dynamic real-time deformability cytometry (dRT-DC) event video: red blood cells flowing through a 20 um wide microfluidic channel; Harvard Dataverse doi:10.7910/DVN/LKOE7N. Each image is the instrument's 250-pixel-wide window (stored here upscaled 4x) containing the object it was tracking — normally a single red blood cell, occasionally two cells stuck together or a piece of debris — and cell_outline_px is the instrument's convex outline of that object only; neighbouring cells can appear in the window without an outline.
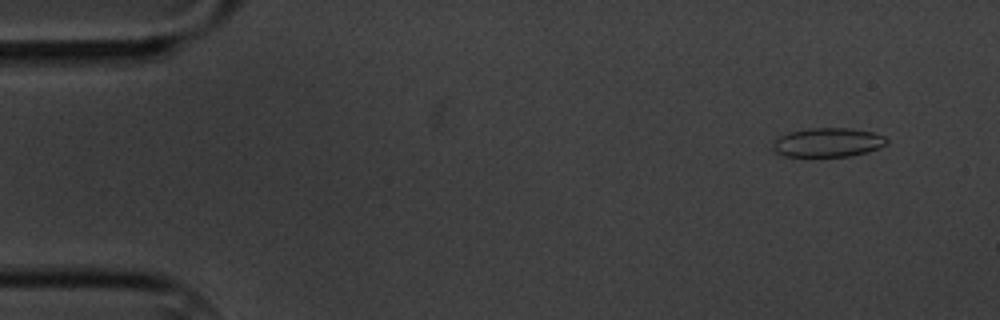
{"species": "common noctule bat (a hibernating species)", "species_latin": "Nyctalus noctula", "temperature_condition": "cold", "stored_images_in_passage": 9, "camera_frame_rate_fps": 3000, "um_per_image_px": 0.085, "animal": {"sex": "male", "body_mass_g": 20.1, "forearm_length_mm": 53.5}, "frame": {"image": 1, "passage_image": 1, "time_ms": 0.0, "image_size_px": [1000, 320], "cell_outline_px": [[888, 144], [864, 152], [848, 156], [784, 156], [776, 152], [772, 148], [772, 144], [780, 136], [788, 132], [808, 128], [848, 128], [872, 132], [884, 136], [888, 140]], "centroid_in_image_um": [70.34, 12.1], "position_along_channel_um": 14.7, "area_um2": 19.07}}
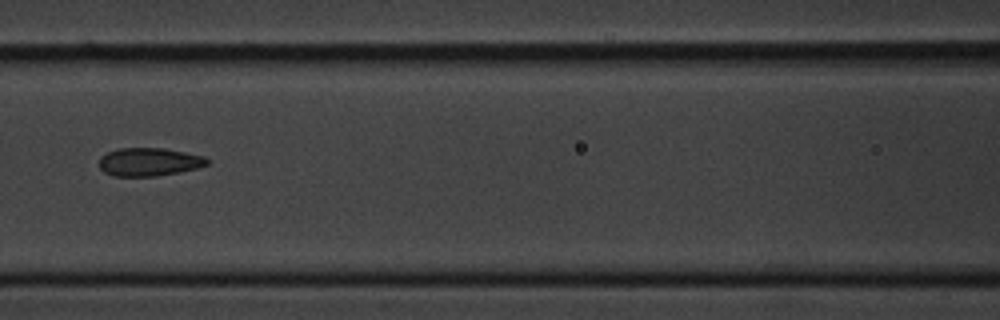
{"frame": {"image": 2, "passage_image": 7, "time_ms": 7.0, "image_size_px": [1000, 320], "cell_outline_px": [[208, 164], [196, 168], [180, 172], [156, 176], [112, 176], [104, 172], [100, 168], [100, 156], [108, 152], [120, 148], [164, 148], [204, 156], [208, 160]], "centroid_in_image_um": [12.65, 13.76], "position_along_channel_um": 153.9, "area_um2": 17.69}}
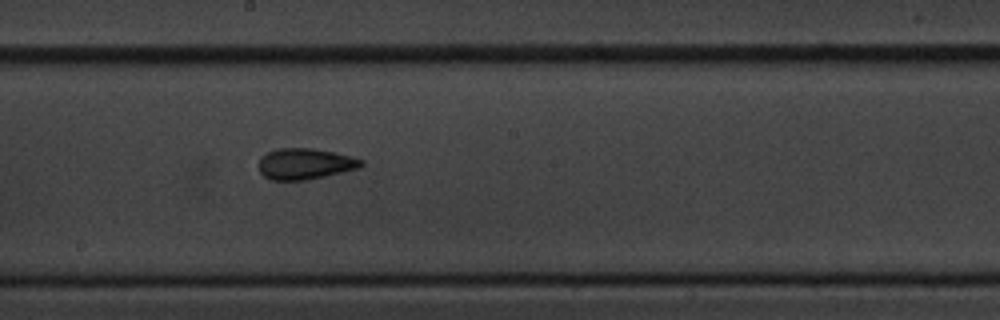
{"frame": {"image": 3, "passage_image": 9, "time_ms": 9.0, "image_size_px": [1000, 320], "cell_outline_px": [[364, 164], [360, 168], [324, 176], [304, 180], [272, 180], [264, 176], [260, 172], [260, 156], [276, 148], [312, 148], [352, 156], [364, 160]], "centroid_in_image_um": [25.94, 13.92], "position_along_channel_um": 222.3, "area_um2": 18.5}}